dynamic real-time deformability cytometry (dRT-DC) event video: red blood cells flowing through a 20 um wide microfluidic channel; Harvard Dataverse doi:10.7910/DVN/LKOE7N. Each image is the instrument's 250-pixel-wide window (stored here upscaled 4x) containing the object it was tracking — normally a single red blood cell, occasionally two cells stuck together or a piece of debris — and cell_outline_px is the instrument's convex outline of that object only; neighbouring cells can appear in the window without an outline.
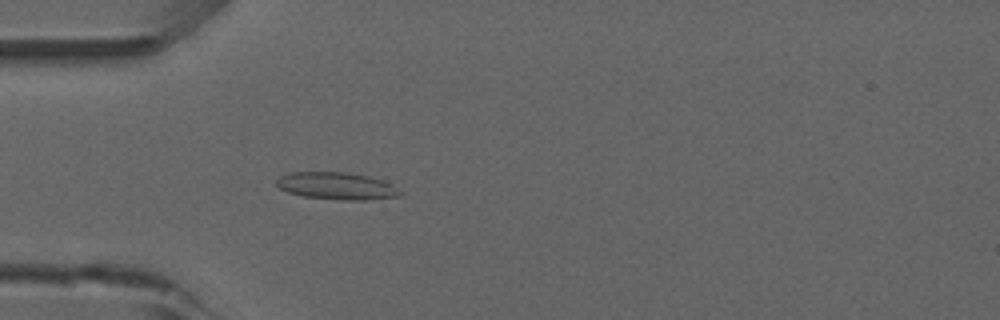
{"species": "common noctule bat (a hibernating species)", "species_latin": "Nyctalus noctula", "temperature_condition": "room temperature", "stored_images_in_passage": 53, "camera_frame_rate_fps": 3000, "um_per_image_px": 0.085, "animal": {"sex": "male", "forearm_length_mm": 52.5}, "frame": {"image": 1, "passage_image": 16, "time_ms": 5.0, "image_size_px": [1000, 320], "cell_outline_px": [[404, 192], [400, 196], [368, 200], [340, 200], [304, 196], [288, 192], [280, 188], [276, 184], [276, 180], [280, 176], [288, 172], [348, 172], [368, 176], [392, 184]], "centroid_in_image_um": [28.64, 15.8], "position_along_channel_um": 56.4, "area_um2": 19.71}}
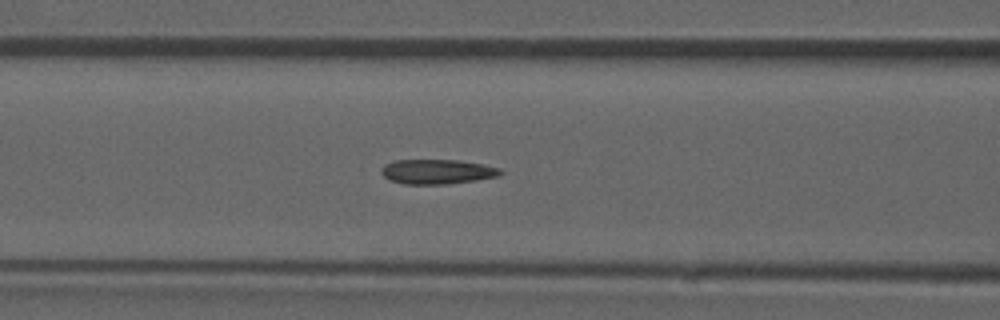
{"frame": {"image": 2, "passage_image": 22, "time_ms": 7.0, "image_size_px": [1000, 320], "cell_outline_px": [[504, 172], [500, 176], [476, 180], [448, 184], [404, 184], [388, 180], [380, 172], [380, 168], [384, 164], [396, 160], [460, 160], [484, 164], [500, 168]], "centroid_in_image_um": [37.17, 14.59], "position_along_channel_um": 129.4, "area_um2": 17.4}}
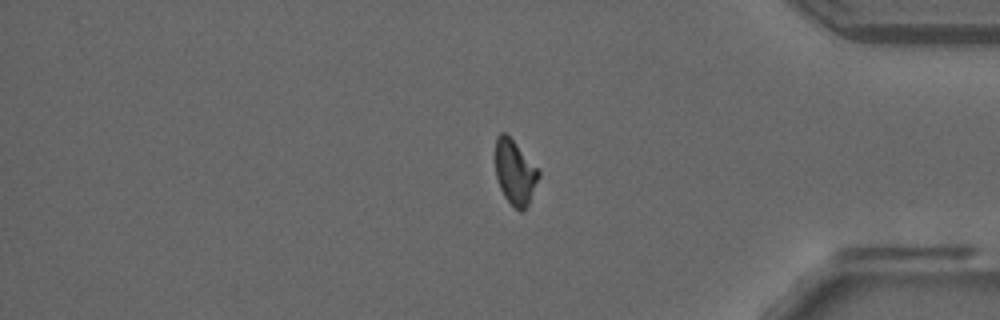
{"frame": {"image": 3, "passage_image": 44, "time_ms": 14.333, "image_size_px": [1000, 320], "cell_outline_px": [[540, 176], [528, 204], [520, 212], [504, 196], [500, 188], [496, 176], [496, 136], [500, 132], [504, 132], [540, 168]], "centroid_in_image_um": [43.79, 14.63], "position_along_channel_um": 391.4, "area_um2": 16.18}, "authors_computed_cell_mechanics": {"area_um2": 17.34, "velocity_mm_per_s": 3.9097, "shape_relaxation_time_tau1_ms": null, "shape_relaxation_time_tau2_ms": 3.7111, "deformation_change_tau1": null, "deformation_change_tau2": 0.0906}}